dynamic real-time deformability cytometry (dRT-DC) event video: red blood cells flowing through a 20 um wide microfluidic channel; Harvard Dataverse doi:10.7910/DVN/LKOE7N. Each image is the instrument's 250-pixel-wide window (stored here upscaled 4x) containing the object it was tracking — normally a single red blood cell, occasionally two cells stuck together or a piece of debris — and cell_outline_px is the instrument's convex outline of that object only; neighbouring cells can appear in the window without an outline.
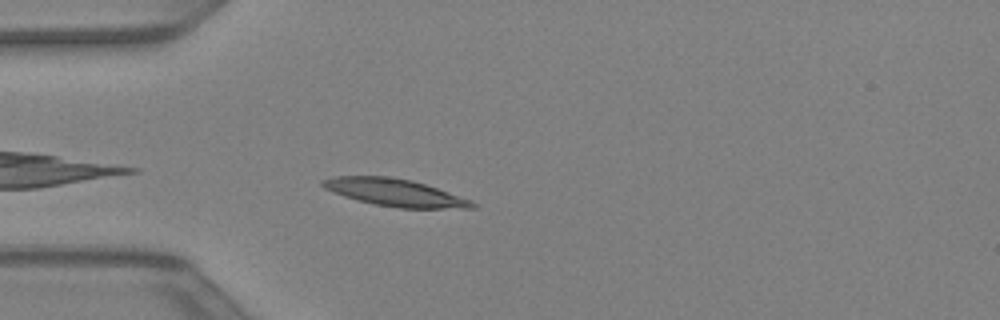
{"species": "Egyptian fruit bat (a non-hibernating species)", "species_latin": "Rousettus aegyptiacus", "temperature_condition": "warm", "stored_images_in_passage": 31, "camera_frame_rate_fps": 3000, "um_per_image_px": 0.085, "animal": {"sex": "female"}, "frame": {"image": 1, "passage_image": 2, "time_ms": 0.333, "image_size_px": [1000, 320], "cell_outline_px": [[476, 208], [400, 208], [376, 204], [356, 200], [332, 192], [324, 188], [320, 184], [320, 180], [336, 176], [392, 176], [412, 180], [472, 200], [476, 204]], "centroid_in_image_um": [33.53, 16.36], "position_along_channel_um": 51.5, "area_um2": 23.76}}
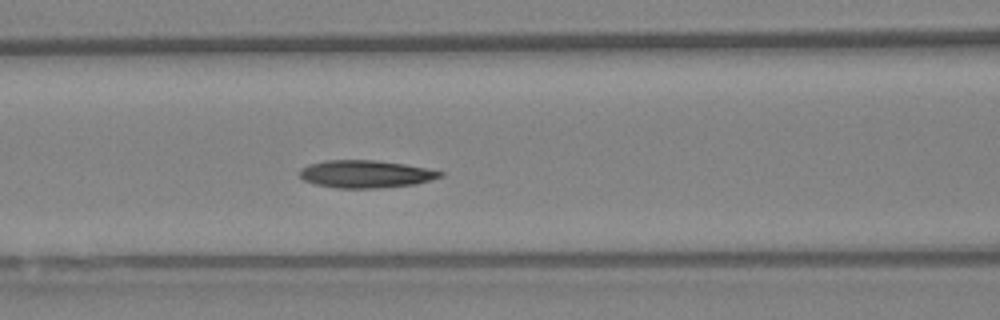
{"frame": {"image": 2, "passage_image": 8, "time_ms": 2.333, "image_size_px": [1000, 320], "cell_outline_px": [[444, 176], [416, 184], [380, 188], [336, 188], [316, 184], [304, 180], [300, 176], [300, 168], [308, 164], [328, 160], [376, 160], [404, 164], [444, 172]], "centroid_in_image_um": [31.08, 14.79], "position_along_channel_um": 135.5, "area_um2": 22.54}}
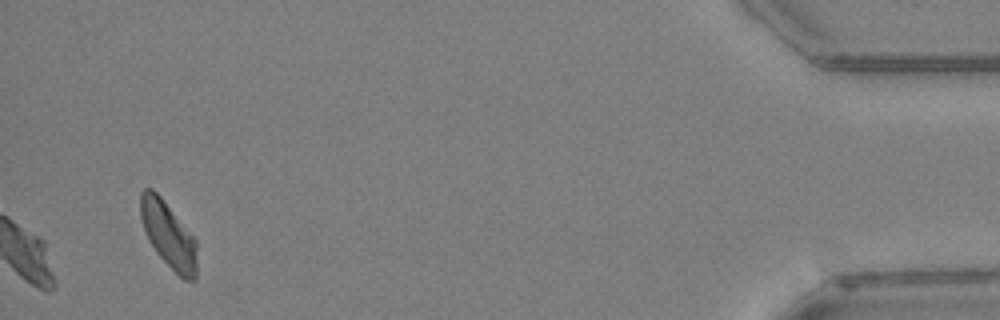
{"frame": {"image": 3, "passage_image": 31, "time_ms": 10.0, "image_size_px": [1000, 320], "cell_outline_px": [[196, 280], [184, 280], [156, 252], [148, 240], [140, 216], [140, 192], [144, 188], [152, 188], [160, 196], [196, 240]], "centroid_in_image_um": [14.3, 19.95], "position_along_channel_um": 420.9, "area_um2": 21.33}}